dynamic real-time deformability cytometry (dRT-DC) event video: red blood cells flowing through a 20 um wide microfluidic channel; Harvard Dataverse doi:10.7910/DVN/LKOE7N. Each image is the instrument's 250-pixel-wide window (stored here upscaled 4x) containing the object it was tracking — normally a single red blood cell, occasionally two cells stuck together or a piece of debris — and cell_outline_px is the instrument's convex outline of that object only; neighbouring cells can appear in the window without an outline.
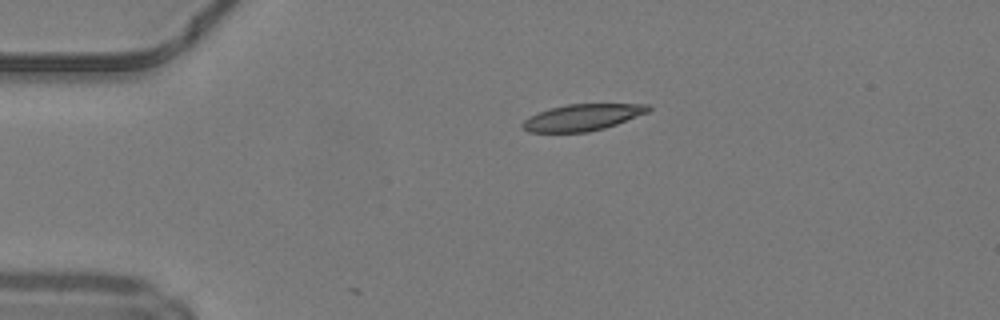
{"species": "common noctule bat (a hibernating species)", "species_latin": "Nyctalus noctula", "temperature_condition": "warm", "stored_images_in_passage": 12, "camera_frame_rate_fps": 3000, "um_per_image_px": 0.085, "animal": {"sex": "male", "body_mass_g": 19.2, "forearm_length_mm": 51.8}, "frame": {"image": 1, "passage_image": 1, "time_ms": 0.0, "image_size_px": [1000, 320], "cell_outline_px": [[652, 108], [648, 112], [616, 124], [604, 128], [588, 132], [528, 132], [520, 124], [528, 116], [552, 108], [568, 104], [652, 104]], "centroid_in_image_um": [49.51, 9.97], "position_along_channel_um": 35.5, "area_um2": 19.31}}
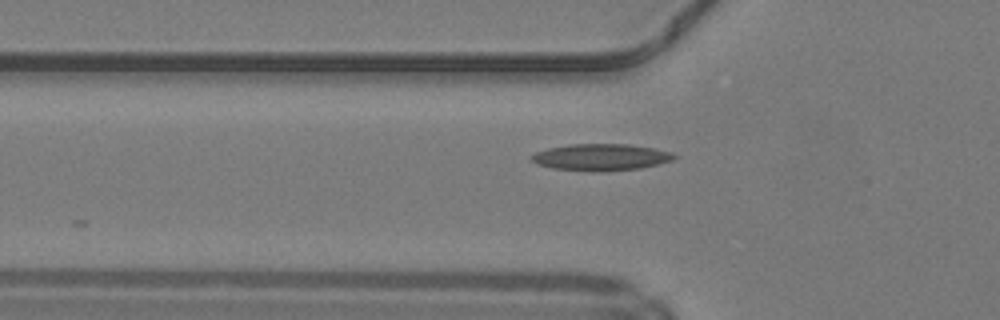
{"frame": {"image": 2, "passage_image": 7, "time_ms": 2.0, "image_size_px": [1000, 320], "cell_outline_px": [[676, 156], [672, 160], [640, 168], [604, 172], [592, 172], [552, 168], [536, 164], [532, 160], [532, 156], [536, 152], [548, 148], [568, 144], [628, 144], [652, 148], [672, 152]], "centroid_in_image_um": [51.05, 13.37], "position_along_channel_um": 74.7, "area_um2": 22.2}}